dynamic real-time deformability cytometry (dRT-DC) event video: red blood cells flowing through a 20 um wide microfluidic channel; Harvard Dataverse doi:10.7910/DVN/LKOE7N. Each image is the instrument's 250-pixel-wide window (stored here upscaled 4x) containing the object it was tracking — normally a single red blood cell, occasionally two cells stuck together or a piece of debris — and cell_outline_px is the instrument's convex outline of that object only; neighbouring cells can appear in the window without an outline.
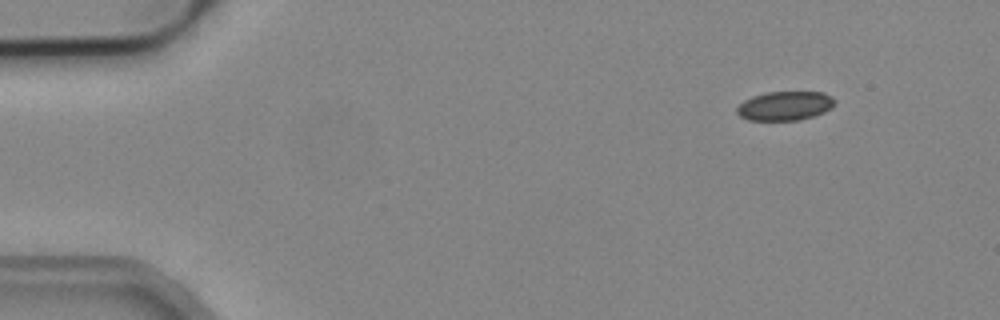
{"species": "common noctule bat (a hibernating species)", "species_latin": "Nyctalus noctula", "temperature_condition": "cold", "stored_images_in_passage": 4, "camera_frame_rate_fps": 3000, "um_per_image_px": 0.085, "animal": {"sex": "male", "body_mass_g": 19.2, "forearm_length_mm": 51.8}, "frame": {"image": 1, "passage_image": 1, "time_ms": 0.0, "image_size_px": [1000, 320], "cell_outline_px": [[836, 104], [832, 108], [824, 112], [800, 120], [748, 120], [740, 116], [736, 112], [736, 108], [744, 100], [752, 96], [764, 92], [824, 92], [832, 96], [836, 100]], "centroid_in_image_um": [66.74, 8.99], "position_along_channel_um": 18.3, "area_um2": 16.76}}